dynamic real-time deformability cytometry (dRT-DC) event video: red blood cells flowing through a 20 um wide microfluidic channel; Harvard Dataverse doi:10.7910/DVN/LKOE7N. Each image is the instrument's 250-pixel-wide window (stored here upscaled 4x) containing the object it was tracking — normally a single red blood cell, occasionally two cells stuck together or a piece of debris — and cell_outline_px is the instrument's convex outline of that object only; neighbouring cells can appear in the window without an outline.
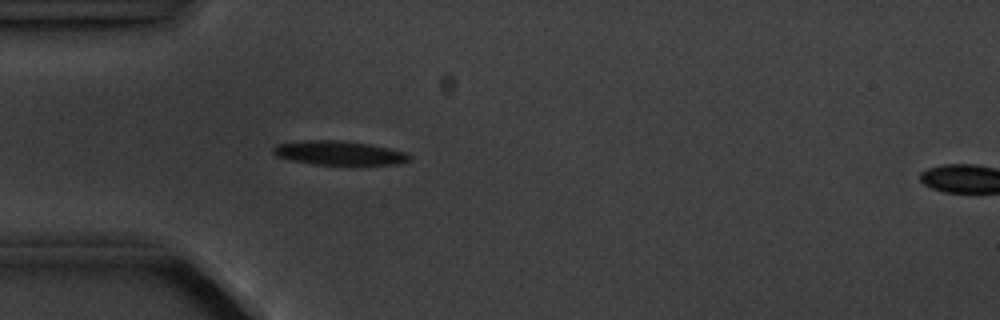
{"species": "common noctule bat (a hibernating species)", "species_latin": "Nyctalus noctula", "temperature_condition": "cold", "stored_images_in_passage": 5, "camera_frame_rate_fps": 3000, "um_per_image_px": 0.085, "animal": {"sex": "male", "body_mass_g": 20.1, "forearm_length_mm": 53.5}, "frame": {"image": 1, "passage_image": 4, "time_ms": 3.333, "image_size_px": [1000, 320], "cell_outline_px": [[412, 160], [400, 164], [352, 168], [312, 164], [292, 160], [276, 156], [272, 152], [272, 148], [276, 144], [308, 140], [340, 140], [368, 144], [388, 148], [404, 152], [412, 156]], "centroid_in_image_um": [28.9, 13.06], "position_along_channel_um": 56.1, "area_um2": 20.23}}